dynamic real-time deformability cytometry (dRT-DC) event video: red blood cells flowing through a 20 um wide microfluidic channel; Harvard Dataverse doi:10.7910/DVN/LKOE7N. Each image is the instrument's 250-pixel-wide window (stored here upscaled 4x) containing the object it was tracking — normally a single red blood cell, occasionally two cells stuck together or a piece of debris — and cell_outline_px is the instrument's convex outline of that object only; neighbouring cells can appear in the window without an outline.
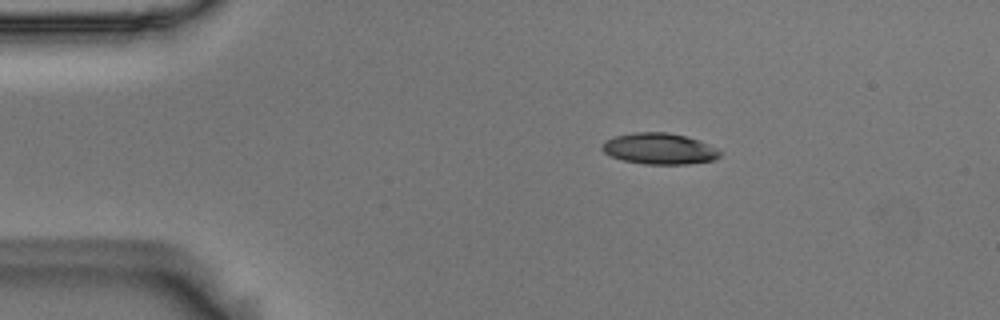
{"species": "Egyptian fruit bat (a non-hibernating species)", "species_latin": "Rousettus aegyptiacus", "temperature_condition": "room temperature", "stored_images_in_passage": 3, "camera_frame_rate_fps": 3000, "um_per_image_px": 0.085, "animal": {"sex": "male"}, "frame": {"image": 1, "passage_image": 2, "time_ms": 0.333, "image_size_px": [1000, 320], "cell_outline_px": [[724, 152], [716, 160], [688, 164], [644, 164], [624, 160], [612, 156], [604, 152], [600, 148], [604, 140], [616, 136], [632, 132], [668, 132], [700, 140]], "centroid_in_image_um": [56.07, 12.64], "position_along_channel_um": 28.9, "area_um2": 21.56}}